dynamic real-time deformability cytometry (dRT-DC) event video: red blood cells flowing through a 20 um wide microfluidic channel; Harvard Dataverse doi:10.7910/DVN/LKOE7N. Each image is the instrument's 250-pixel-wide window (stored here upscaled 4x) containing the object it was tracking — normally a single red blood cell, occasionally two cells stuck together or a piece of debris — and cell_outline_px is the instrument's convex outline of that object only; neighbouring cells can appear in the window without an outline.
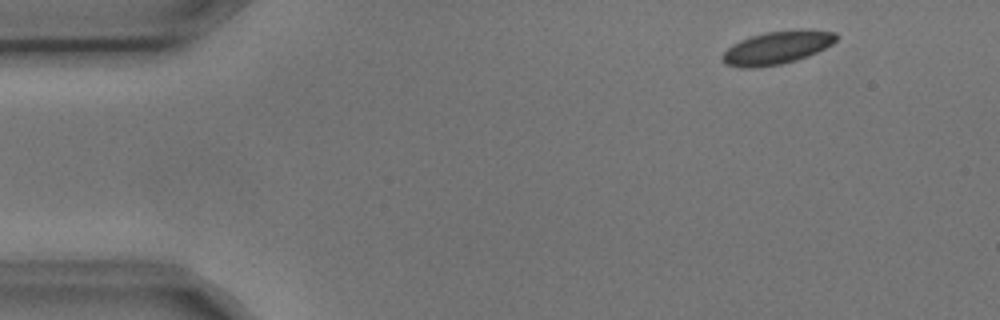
{"species": "common noctule bat (a hibernating species)", "species_latin": "Nyctalus noctula", "temperature_condition": "cold", "stored_images_in_passage": 4, "camera_frame_rate_fps": 3000, "um_per_image_px": 0.085, "animal": {"sex": "male", "body_mass_g": 17.9, "forearm_length_mm": 54.2}, "frame": {"image": 1, "passage_image": 1, "time_ms": 0.0, "image_size_px": [1000, 320], "cell_outline_px": [[840, 36], [832, 44], [808, 56], [796, 60], [780, 64], [756, 68], [740, 68], [724, 64], [720, 60], [720, 56], [732, 44], [740, 40], [764, 32], [800, 28], [808, 28], [836, 32]], "centroid_in_image_um": [66.05, 4.03], "position_along_channel_um": 19.0, "area_um2": 22.43}}